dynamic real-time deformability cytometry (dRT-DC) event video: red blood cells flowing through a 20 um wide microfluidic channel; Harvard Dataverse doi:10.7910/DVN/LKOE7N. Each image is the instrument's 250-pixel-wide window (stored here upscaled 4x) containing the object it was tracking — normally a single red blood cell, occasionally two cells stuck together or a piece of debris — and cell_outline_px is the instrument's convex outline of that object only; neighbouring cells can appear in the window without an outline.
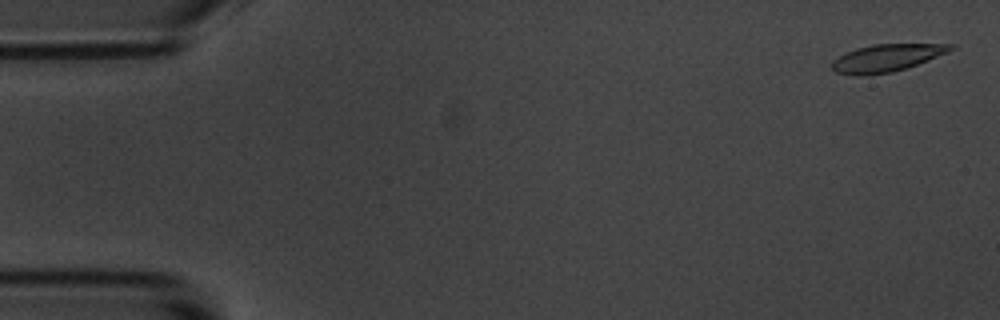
{"species": "common noctule bat (a hibernating species)", "species_latin": "Nyctalus noctula", "temperature_condition": "room temperature", "stored_images_in_passage": 9, "camera_frame_rate_fps": 3000, "um_per_image_px": 0.085, "animal": {"sex": "male", "body_mass_g": 20.1, "forearm_length_mm": 53.5}, "frame": {"image": 1, "passage_image": 1, "time_ms": 0.0, "image_size_px": [1000, 320], "cell_outline_px": [[956, 48], [948, 52], [928, 60], [892, 72], [868, 76], [856, 76], [836, 72], [832, 68], [832, 60], [856, 48], [872, 44], [956, 44]], "centroid_in_image_um": [75.36, 4.93], "position_along_channel_um": 9.6, "area_um2": 18.9}}
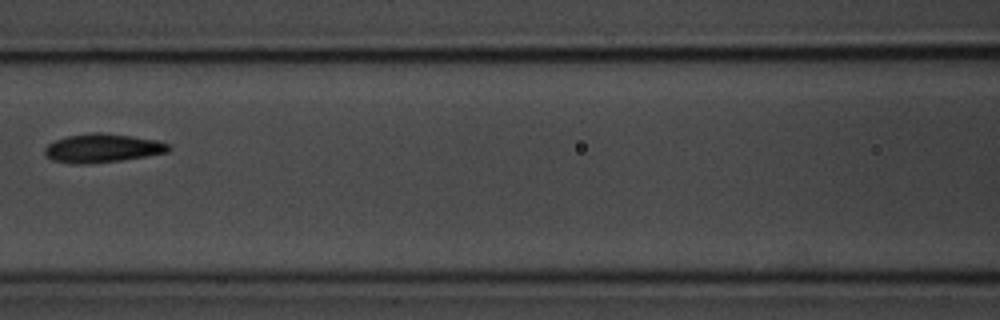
{"frame": {"image": 2, "passage_image": 7, "time_ms": 8.0, "image_size_px": [1000, 320], "cell_outline_px": [[172, 148], [168, 152], [120, 160], [88, 164], [72, 164], [52, 160], [44, 152], [44, 148], [48, 144], [56, 140], [68, 136], [92, 132], [100, 132], [132, 136], [156, 140], [168, 144]], "centroid_in_image_um": [8.69, 12.59], "position_along_channel_um": 157.9, "area_um2": 20.58}}
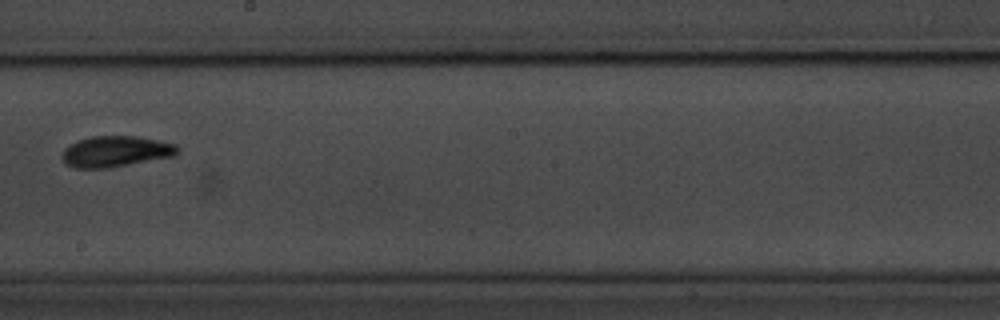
{"frame": {"image": 3, "passage_image": 9, "time_ms": 10.333, "image_size_px": [1000, 320], "cell_outline_px": [[180, 152], [176, 156], [108, 168], [76, 168], [68, 164], [60, 156], [64, 148], [80, 140], [92, 136], [140, 136], [160, 140], [176, 144], [180, 148]], "centroid_in_image_um": [9.91, 12.87], "position_along_channel_um": 238.3, "area_um2": 20.98}}